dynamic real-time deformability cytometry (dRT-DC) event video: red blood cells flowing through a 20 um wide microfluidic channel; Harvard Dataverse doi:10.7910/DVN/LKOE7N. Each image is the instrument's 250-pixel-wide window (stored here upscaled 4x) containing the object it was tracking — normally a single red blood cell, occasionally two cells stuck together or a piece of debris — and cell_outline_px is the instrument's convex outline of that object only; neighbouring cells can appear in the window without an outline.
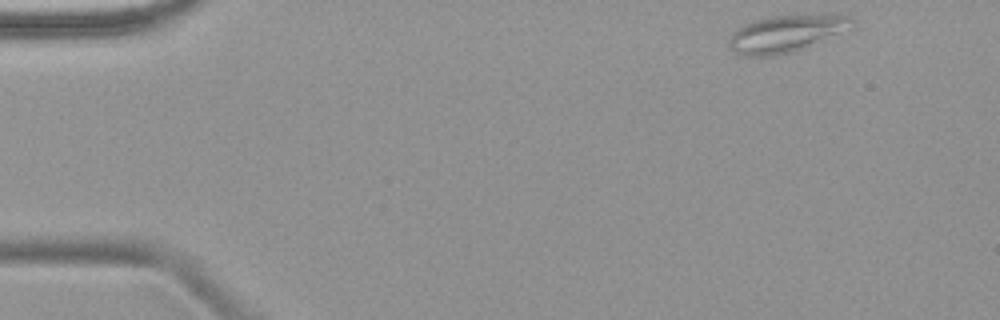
{"species": "common noctule bat (a hibernating species)", "species_latin": "Nyctalus noctula", "temperature_condition": "warm", "stored_images_in_passage": 4, "camera_frame_rate_fps": 3000, "um_per_image_px": 0.085, "animal": {"sex": "female", "body_mass_g": 18.4}, "frame": {"image": 1, "passage_image": 1, "time_ms": 0.0, "image_size_px": [1000, 320], "cell_outline_px": [[856, 28], [804, 48], [792, 52], [768, 56], [744, 56], [736, 52], [728, 44], [728, 40], [732, 32], [744, 24], [752, 20], [772, 16], [832, 12], [840, 12], [852, 16], [856, 20]], "centroid_in_image_um": [67.0, 2.79], "position_along_channel_um": 18.0, "area_um2": 27.74}}